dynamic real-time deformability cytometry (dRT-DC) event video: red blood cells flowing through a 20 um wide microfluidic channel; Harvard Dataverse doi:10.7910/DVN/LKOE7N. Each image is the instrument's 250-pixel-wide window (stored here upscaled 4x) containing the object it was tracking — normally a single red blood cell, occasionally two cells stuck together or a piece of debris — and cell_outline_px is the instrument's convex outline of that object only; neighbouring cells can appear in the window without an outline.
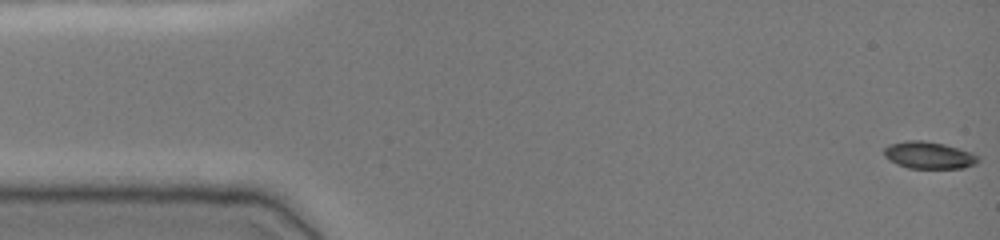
{"species": "common noctule bat (a hibernating species)", "species_latin": "Nyctalus noctula", "temperature_condition": "cold", "stored_images_in_passage": 49, "camera_frame_rate_fps": 3000, "um_per_image_px": 0.085, "animal": {"sex": "female", "body_mass_g": 19.0, "forearm_length_mm": 51.5}, "frame": {"image": 1, "passage_image": 1, "time_ms": 0.0, "image_size_px": [1000, 240], "cell_outline_px": [[980, 160], [976, 164], [964, 168], [908, 168], [896, 164], [884, 156], [884, 148], [888, 144], [908, 140], [924, 140], [944, 144], [972, 152], [980, 156]], "centroid_in_image_um": [78.97, 13.19], "position_along_channel_um": 6.0, "area_um2": 15.03}}
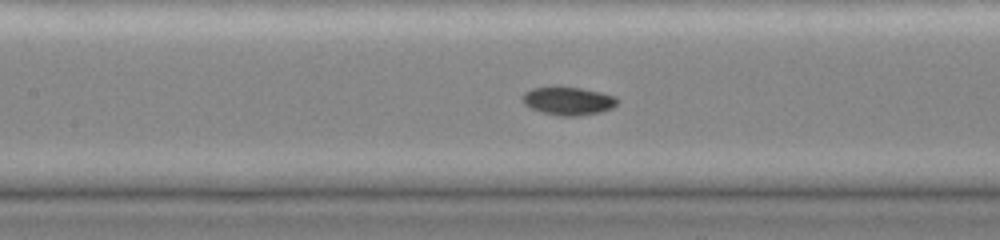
{"frame": {"image": 2, "passage_image": 22, "time_ms": 7.0, "image_size_px": [1000, 240], "cell_outline_px": [[620, 100], [612, 108], [600, 112], [576, 116], [560, 116], [544, 112], [532, 108], [524, 104], [520, 100], [524, 92], [532, 88], [556, 84], [580, 88], [600, 92], [616, 96]], "centroid_in_image_um": [48.27, 8.54], "position_along_channel_um": 159.1, "area_um2": 16.01}}
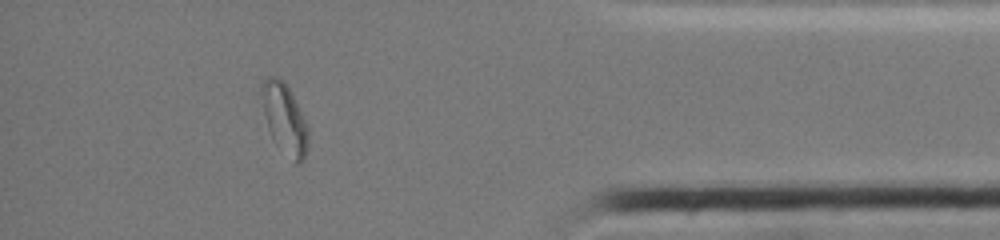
{"frame": {"image": 3, "passage_image": 43, "time_ms": 14.0, "image_size_px": [1000, 240], "cell_outline_px": [[308, 144], [304, 160], [300, 164], [296, 164], [272, 140], [264, 116], [260, 92], [260, 84], [264, 76], [276, 76], [284, 80], [308, 128]], "centroid_in_image_um": [24.14, 10.08], "position_along_channel_um": 411.1, "area_um2": 19.13}, "authors_computed_cell_mechanics": {"area_um2": 15.028, "velocity_mm_per_s": 3.9416, "shape_relaxation_time_tau1_ms": 3.3195, "shape_relaxation_time_tau2_ms": null, "deformation_change_tau1": 0.1331, "deformation_change_tau2": null}}